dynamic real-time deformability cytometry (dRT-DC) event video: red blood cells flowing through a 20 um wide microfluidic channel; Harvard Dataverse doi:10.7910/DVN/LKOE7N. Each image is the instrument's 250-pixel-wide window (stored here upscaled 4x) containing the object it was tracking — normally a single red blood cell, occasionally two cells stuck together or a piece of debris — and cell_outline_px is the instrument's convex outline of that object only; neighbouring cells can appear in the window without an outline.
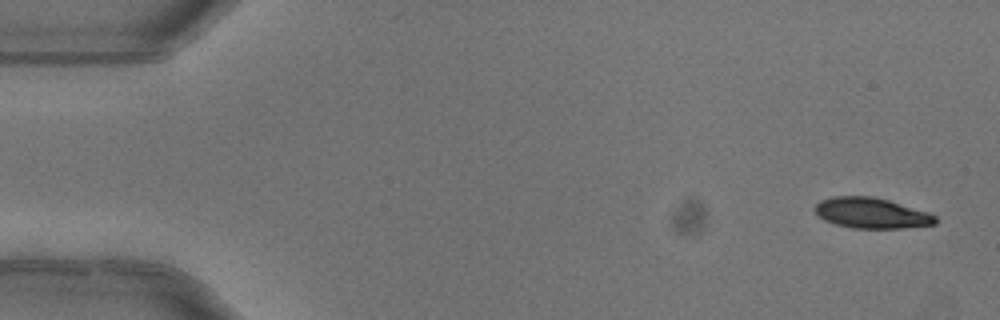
{"species": "common noctule bat (a hibernating species)", "species_latin": "Nyctalus noctula", "temperature_condition": "warm", "stored_images_in_passage": 6, "camera_frame_rate_fps": 3000, "um_per_image_px": 0.085, "animal": {"sex": "female"}, "frame": {"image": 1, "passage_image": 1, "time_ms": 0.0, "image_size_px": [1000, 320], "cell_outline_px": [[936, 224], [904, 228], [852, 228], [836, 224], [824, 220], [816, 212], [816, 204], [820, 200], [832, 196], [872, 196], [888, 200], [928, 212], [936, 216]], "centroid_in_image_um": [74.08, 18.11], "position_along_channel_um": 10.9, "area_um2": 21.33}}
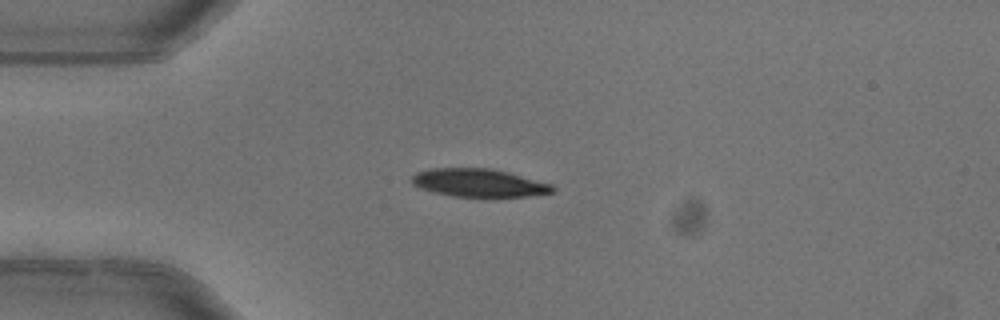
{"frame": {"image": 2, "passage_image": 4, "time_ms": 1.0, "image_size_px": [1000, 320], "cell_outline_px": [[556, 188], [552, 192], [528, 196], [452, 196], [432, 192], [420, 188], [412, 184], [412, 176], [416, 172], [432, 168], [488, 168], [508, 172], [552, 184]], "centroid_in_image_um": [40.67, 15.53], "position_along_channel_um": 44.3, "area_um2": 22.83}}
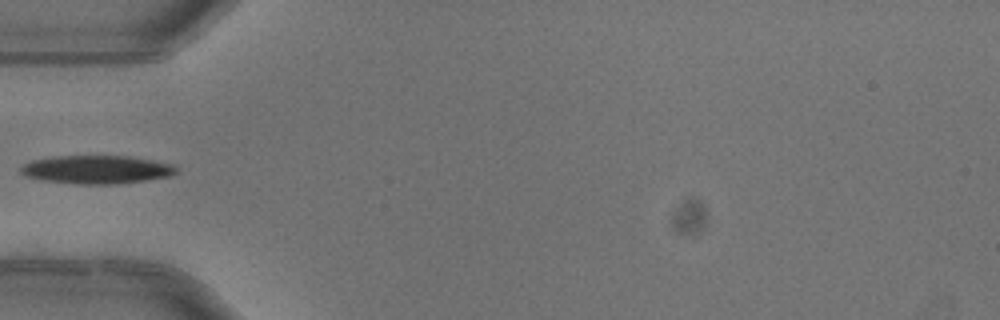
{"frame": {"image": 3, "passage_image": 5, "time_ms": 1.333, "image_size_px": [1000, 320], "cell_outline_px": [[176, 172], [168, 176], [120, 184], [76, 184], [44, 180], [24, 176], [20, 172], [20, 168], [24, 164], [32, 160], [56, 156], [128, 156], [152, 160], [172, 164], [176, 168]], "centroid_in_image_um": [8.17, 14.41], "position_along_channel_um": 76.8, "area_um2": 25.49}}